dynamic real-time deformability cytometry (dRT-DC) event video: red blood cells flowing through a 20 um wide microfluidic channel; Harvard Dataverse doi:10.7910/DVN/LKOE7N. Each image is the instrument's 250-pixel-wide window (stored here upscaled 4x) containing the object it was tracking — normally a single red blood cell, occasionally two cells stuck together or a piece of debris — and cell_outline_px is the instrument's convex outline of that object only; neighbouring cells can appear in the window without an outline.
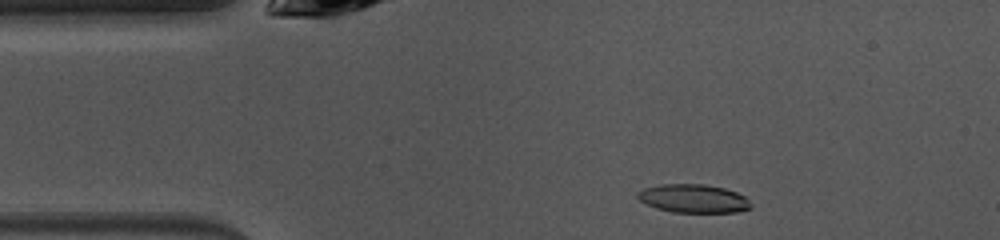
{"species": "common noctule bat (a hibernating species)", "species_latin": "Nyctalus noctula", "temperature_condition": "warm", "stored_images_in_passage": 44, "camera_frame_rate_fps": 3000, "um_per_image_px": 0.085, "animal": {"sex": "female", "body_mass_g": 10.0, "forearm_length_mm": 53.1}, "frame": {"image": 1, "passage_image": 3, "time_ms": 0.667, "image_size_px": [1000, 240], "cell_outline_px": [[752, 208], [740, 212], [672, 212], [656, 208], [640, 200], [636, 196], [636, 192], [644, 188], [660, 184], [704, 184], [724, 188], [736, 192], [744, 196], [752, 204]], "centroid_in_image_um": [58.95, 16.87], "position_along_channel_um": 26.1, "area_um2": 18.84}}
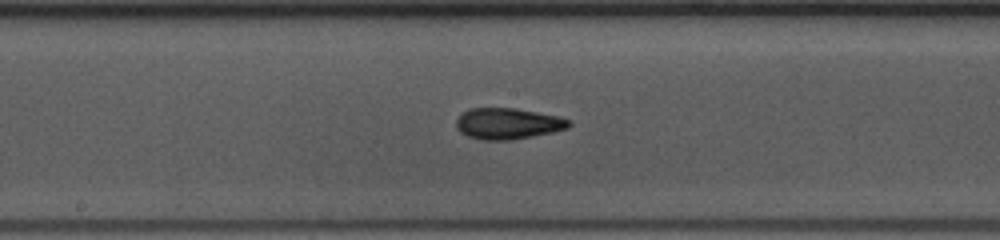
{"frame": {"image": 2, "passage_image": 19, "time_ms": 6.0, "image_size_px": [1000, 240], "cell_outline_px": [[572, 124], [568, 128], [552, 132], [512, 140], [480, 140], [468, 136], [460, 132], [456, 128], [456, 120], [464, 112], [472, 108], [516, 108], [560, 116], [568, 120]], "centroid_in_image_um": [43.17, 10.51], "position_along_channel_um": 205.0, "area_um2": 20.46}}
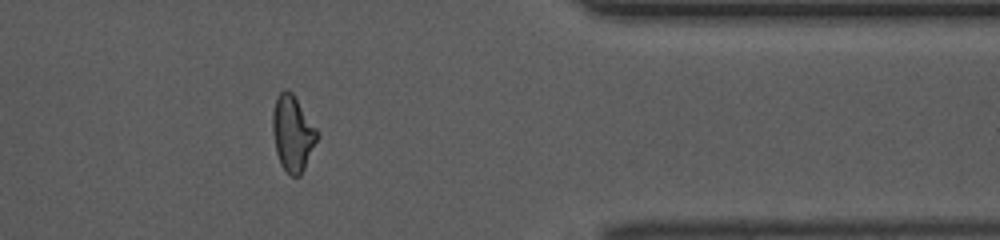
{"frame": {"image": 3, "passage_image": 34, "time_ms": 11.0, "image_size_px": [1000, 240], "cell_outline_px": [[320, 136], [300, 176], [292, 176], [280, 164], [276, 152], [272, 128], [272, 112], [276, 96], [284, 88], [288, 88], [292, 92], [316, 128]], "centroid_in_image_um": [24.87, 11.3], "position_along_channel_um": 386.5, "area_um2": 19.71}, "authors_computed_cell_mechanics": {"area_um2": 19.6809, "velocity_mm_per_s": 4.0709, "shape_relaxation_time_tau1_ms": 7.0199, "shape_relaxation_time_tau2_ms": 2.2474, "deformation_change_tau1": 0.1962, "deformation_change_tau2": 0.1032}}